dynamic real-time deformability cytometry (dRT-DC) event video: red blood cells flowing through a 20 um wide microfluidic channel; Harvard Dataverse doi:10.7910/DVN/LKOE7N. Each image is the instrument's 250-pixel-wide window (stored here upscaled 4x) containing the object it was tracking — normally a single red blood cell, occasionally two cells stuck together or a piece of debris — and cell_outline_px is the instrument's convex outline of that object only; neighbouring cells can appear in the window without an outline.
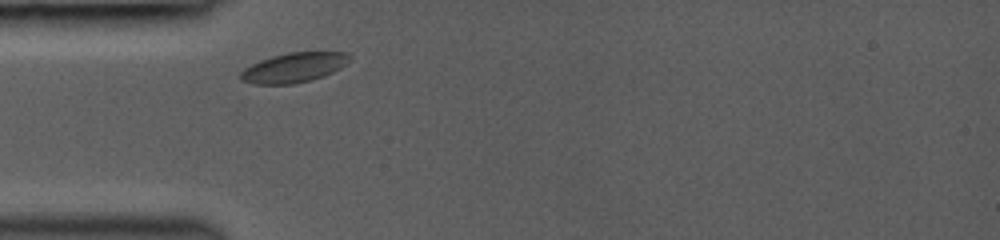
{"species": "common noctule bat (a hibernating species)", "species_latin": "Nyctalus noctula", "temperature_condition": "room temperature", "stored_images_in_passage": 27, "camera_frame_rate_fps": 3000, "um_per_image_px": 0.085, "animal": {"sex": "female", "body_mass_g": 19.0, "forearm_length_mm": 53.3}, "frame": {"image": 1, "passage_image": 1, "time_ms": 0.0, "image_size_px": [1000, 240], "cell_outline_px": [[352, 56], [340, 68], [324, 76], [312, 80], [292, 84], [252, 84], [240, 80], [240, 72], [244, 68], [260, 60], [272, 56], [288, 52], [348, 52]], "centroid_in_image_um": [24.96, 5.74], "position_along_channel_um": 60.0, "area_um2": 18.9}}
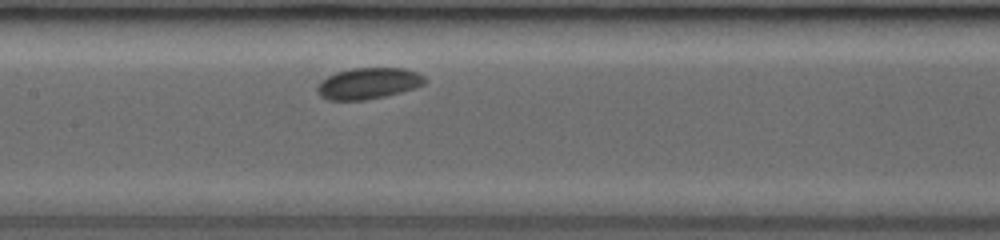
{"frame": {"image": 2, "passage_image": 8, "time_ms": 3.0, "image_size_px": [1000, 240], "cell_outline_px": [[428, 80], [424, 84], [416, 88], [384, 96], [364, 100], [328, 100], [320, 96], [316, 92], [316, 84], [320, 80], [336, 72], [352, 68], [404, 68], [416, 72], [424, 76]], "centroid_in_image_um": [31.28, 7.09], "position_along_channel_um": 176.1, "area_um2": 19.77}}
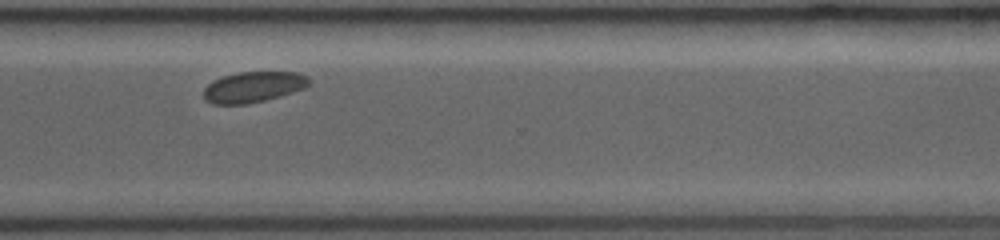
{"frame": {"image": 3, "passage_image": 26, "time_ms": 7.333, "image_size_px": [1000, 240], "cell_outline_px": [[312, 84], [304, 88], [280, 96], [264, 100], [244, 104], [212, 104], [204, 100], [204, 88], [212, 80], [224, 76], [240, 72], [296, 72], [308, 76], [312, 80]], "centroid_in_image_um": [21.55, 7.39], "position_along_channel_um": 349.0, "area_um2": 18.96}}